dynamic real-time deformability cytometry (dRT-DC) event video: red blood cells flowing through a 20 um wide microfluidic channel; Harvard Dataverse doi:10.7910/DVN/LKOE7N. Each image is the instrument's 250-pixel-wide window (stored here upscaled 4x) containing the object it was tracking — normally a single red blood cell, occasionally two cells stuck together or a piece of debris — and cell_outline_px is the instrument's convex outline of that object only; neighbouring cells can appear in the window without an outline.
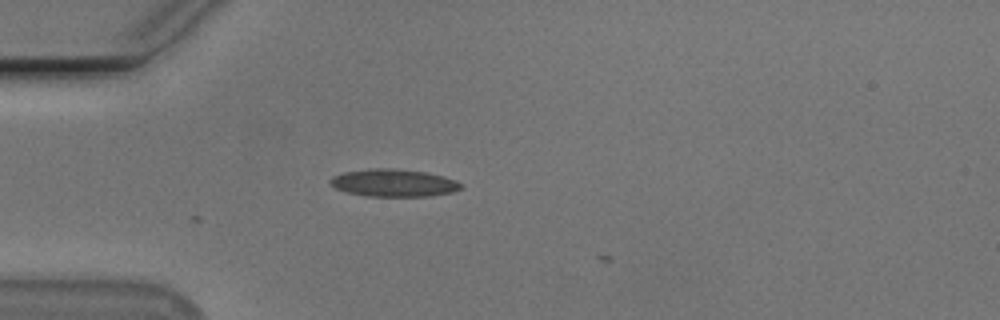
{"species": "Egyptian fruit bat (a non-hibernating species)", "species_latin": "Rousettus aegyptiacus", "temperature_condition": "cold", "stored_images_in_passage": 7, "camera_frame_rate_fps": 3000, "um_per_image_px": 0.085, "animal": {"sex": "male"}, "frame": {"image": 1, "passage_image": 2, "time_ms": 0.333, "image_size_px": [1000, 320], "cell_outline_px": [[460, 188], [452, 192], [432, 196], [364, 196], [348, 192], [336, 188], [328, 180], [332, 176], [344, 172], [368, 168], [392, 168], [428, 172], [444, 176], [456, 180], [460, 184]], "centroid_in_image_um": [33.45, 15.53], "position_along_channel_um": 51.5, "area_um2": 20.98}}